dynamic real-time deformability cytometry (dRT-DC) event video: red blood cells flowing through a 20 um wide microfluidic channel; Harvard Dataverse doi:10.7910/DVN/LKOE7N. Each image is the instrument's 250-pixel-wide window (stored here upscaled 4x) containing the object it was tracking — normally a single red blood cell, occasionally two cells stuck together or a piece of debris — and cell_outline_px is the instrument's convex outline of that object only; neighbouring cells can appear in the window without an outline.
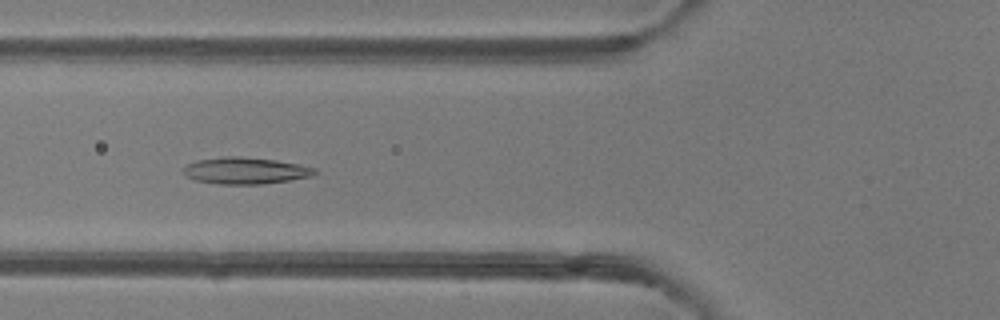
{"species": "common noctule bat (a hibernating species)", "species_latin": "Nyctalus noctula", "temperature_condition": "room temperature", "stored_images_in_passage": 35, "camera_frame_rate_fps": 3000, "um_per_image_px": 0.085, "animal": {"sex": "female"}, "frame": {"image": 1, "passage_image": 4, "time_ms": 1.0, "image_size_px": [1000, 320], "cell_outline_px": [[320, 172], [312, 176], [288, 180], [260, 184], [216, 184], [196, 180], [188, 176], [184, 172], [184, 168], [188, 164], [196, 160], [224, 156], [240, 156], [276, 160], [316, 168]], "centroid_in_image_um": [20.88, 14.5], "position_along_channel_um": 104.9, "area_um2": 20.29}}
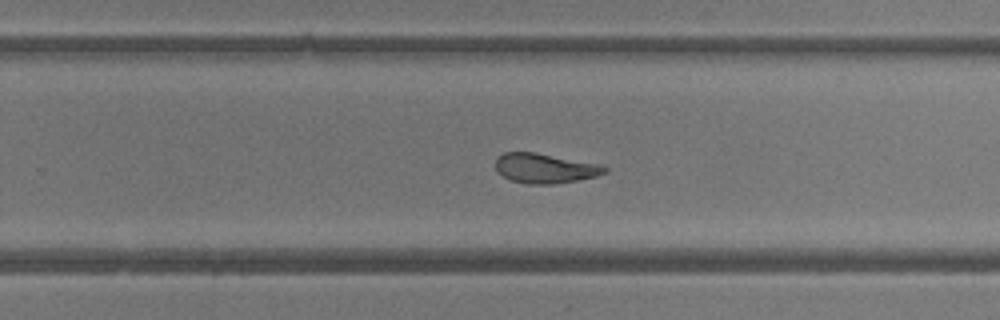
{"frame": {"image": 2, "passage_image": 17, "time_ms": 5.333, "image_size_px": [1000, 320], "cell_outline_px": [[608, 172], [596, 176], [556, 184], [528, 184], [512, 180], [496, 172], [496, 156], [504, 152], [532, 152], [600, 164], [608, 168]], "centroid_in_image_um": [46.31, 14.3], "position_along_channel_um": 283.5, "area_um2": 18.84}}
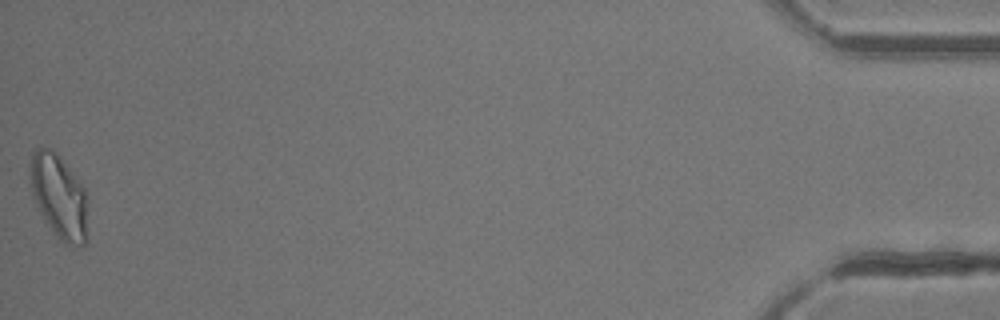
{"frame": {"image": 3, "passage_image": 35, "time_ms": 11.333, "image_size_px": [1000, 320], "cell_outline_px": [[88, 240], [80, 248], [64, 244], [56, 236], [44, 220], [36, 208], [32, 196], [28, 176], [28, 164], [32, 152], [36, 148], [52, 148], [60, 156], [80, 180], [88, 196]], "centroid_in_image_um": [5.02, 16.72], "position_along_channel_um": 430.2, "area_um2": 29.82}, "authors_computed_cell_mechanics": {"area_um2": 20.1722, "velocity_mm_per_s": 4.1178, "shape_relaxation_time_tau1_ms": 4.4837, "shape_relaxation_time_tau2_ms": 1.8919, "deformation_change_tau1": 0.1532, "deformation_change_tau2": 0.0969}}